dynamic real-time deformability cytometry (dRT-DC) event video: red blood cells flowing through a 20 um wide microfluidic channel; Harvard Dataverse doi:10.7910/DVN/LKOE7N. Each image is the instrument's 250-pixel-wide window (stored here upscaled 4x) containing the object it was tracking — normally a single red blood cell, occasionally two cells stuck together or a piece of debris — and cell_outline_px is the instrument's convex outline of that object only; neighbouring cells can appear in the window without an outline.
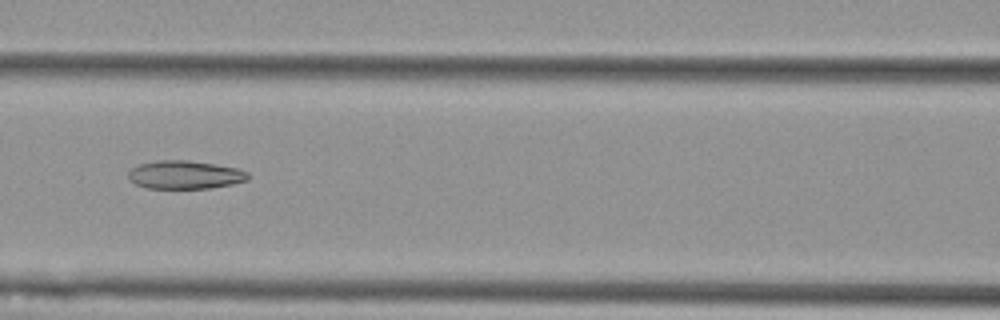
{"species": "Egyptian fruit bat (a non-hibernating species)", "species_latin": "Rousettus aegyptiacus", "temperature_condition": "cold", "stored_images_in_passage": 8, "camera_frame_rate_fps": 3000, "um_per_image_px": 0.085, "animal": {"sex": "female"}, "frame": {"image": 1, "passage_image": 6, "time_ms": 1.667, "image_size_px": [1000, 320], "cell_outline_px": [[248, 180], [232, 184], [212, 188], [148, 188], [136, 184], [128, 176], [128, 172], [132, 168], [140, 164], [156, 160], [188, 160], [216, 164], [240, 168], [248, 172]], "centroid_in_image_um": [15.76, 14.85], "position_along_channel_um": 150.8, "area_um2": 19.77}}
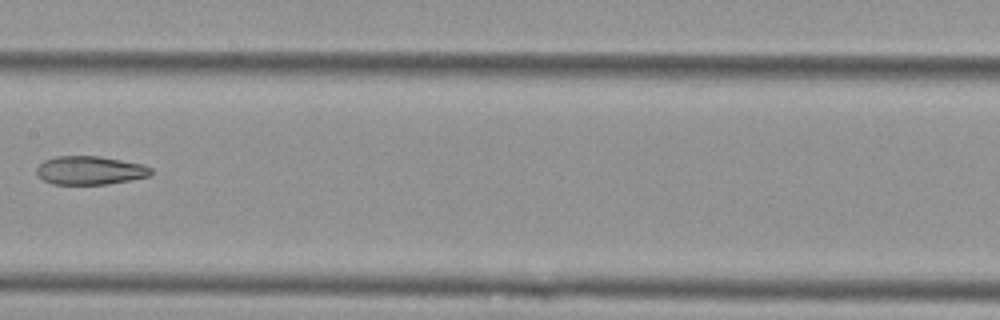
{"frame": {"image": 2, "passage_image": 7, "time_ms": 2.0, "image_size_px": [1000, 320], "cell_outline_px": [[152, 172], [148, 176], [128, 180], [104, 184], [52, 184], [44, 180], [36, 172], [36, 168], [44, 160], [56, 156], [100, 156], [144, 164], [152, 168]], "centroid_in_image_um": [7.65, 14.47], "position_along_channel_um": 199.8, "area_um2": 18.9}}
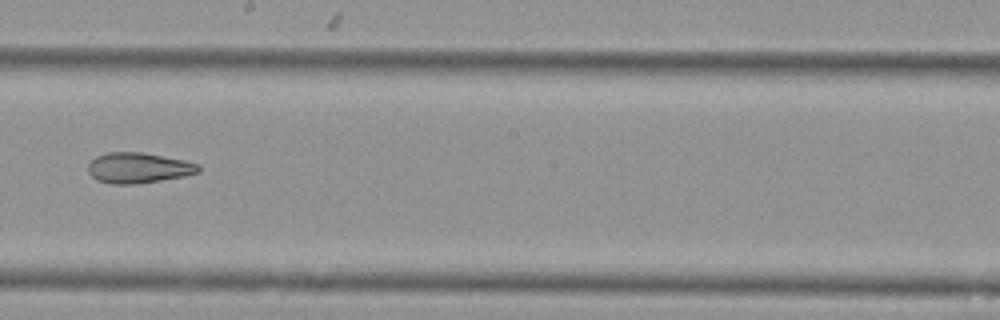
{"frame": {"image": 3, "passage_image": 8, "time_ms": 2.333, "image_size_px": [1000, 320], "cell_outline_px": [[200, 172], [184, 176], [136, 184], [112, 184], [96, 180], [88, 172], [88, 164], [96, 156], [108, 152], [144, 152], [184, 160], [200, 164]], "centroid_in_image_um": [11.77, 14.26], "position_along_channel_um": 236.4, "area_um2": 19.71}}